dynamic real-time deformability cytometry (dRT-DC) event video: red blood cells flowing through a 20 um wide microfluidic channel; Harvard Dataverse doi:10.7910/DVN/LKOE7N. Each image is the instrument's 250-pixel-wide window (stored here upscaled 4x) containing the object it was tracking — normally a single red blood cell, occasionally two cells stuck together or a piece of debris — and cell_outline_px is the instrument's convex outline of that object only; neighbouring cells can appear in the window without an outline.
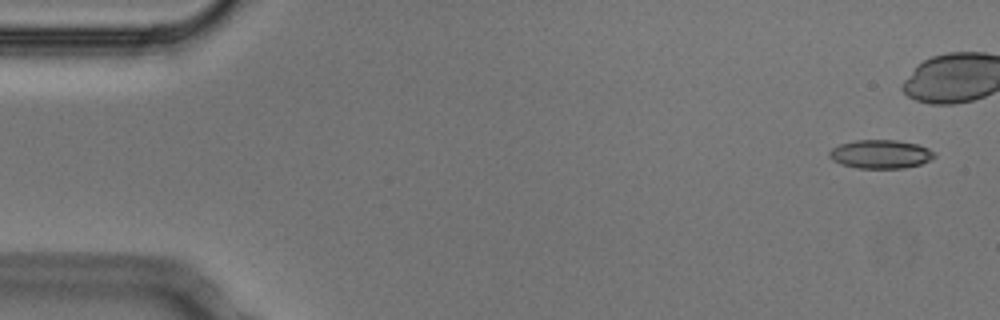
{"species": "Egyptian fruit bat (a non-hibernating species)", "species_latin": "Rousettus aegyptiacus", "temperature_condition": "cold", "stored_images_in_passage": 4, "camera_frame_rate_fps": 3000, "um_per_image_px": 0.085, "animal": {"sex": "male"}, "frame": {"image": 1, "passage_image": 1, "time_ms": 0.0, "image_size_px": [1000, 320], "cell_outline_px": [[936, 156], [920, 164], [904, 168], [856, 168], [840, 164], [832, 160], [828, 156], [828, 152], [832, 148], [840, 144], [856, 140], [896, 140], [916, 144], [928, 148], [936, 152]], "centroid_in_image_um": [74.82, 13.1], "position_along_channel_um": 10.2, "area_um2": 17.57}}